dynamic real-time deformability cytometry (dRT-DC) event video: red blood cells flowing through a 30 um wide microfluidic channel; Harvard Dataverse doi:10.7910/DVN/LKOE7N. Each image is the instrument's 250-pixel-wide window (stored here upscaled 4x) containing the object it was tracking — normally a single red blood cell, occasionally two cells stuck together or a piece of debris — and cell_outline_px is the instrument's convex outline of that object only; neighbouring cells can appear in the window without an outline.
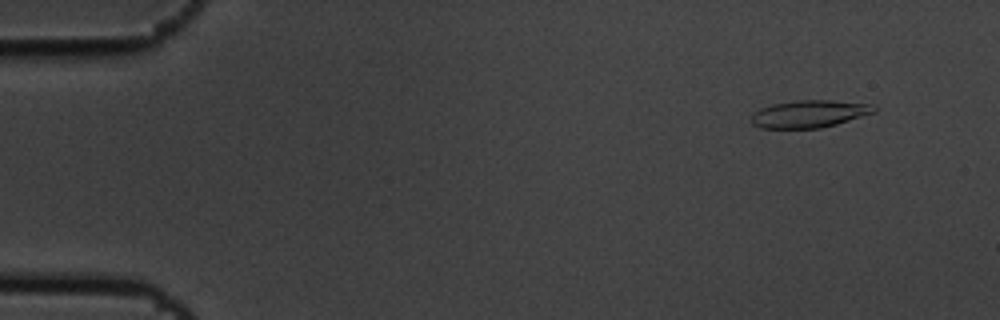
{"species": "common noctule bat (a hibernating species)", "species_latin": "Nyctalus noctula", "temperature_condition": "cold", "stored_images_in_passage": 5, "camera_frame_rate_fps": 3000, "um_per_image_px": 0.085, "animal": {"sex": "male", "body_mass_g": 19.5, "forearm_length_mm": 54.6}, "frame": {"image": 1, "passage_image": 2, "time_ms": 0.333, "image_size_px": [1000, 320], "cell_outline_px": [[876, 112], [836, 124], [820, 128], [760, 128], [752, 124], [752, 112], [760, 108], [772, 104], [796, 100], [832, 100], [872, 104], [876, 108]], "centroid_in_image_um": [68.78, 9.67], "position_along_channel_um": 16.2, "area_um2": 19.65}}